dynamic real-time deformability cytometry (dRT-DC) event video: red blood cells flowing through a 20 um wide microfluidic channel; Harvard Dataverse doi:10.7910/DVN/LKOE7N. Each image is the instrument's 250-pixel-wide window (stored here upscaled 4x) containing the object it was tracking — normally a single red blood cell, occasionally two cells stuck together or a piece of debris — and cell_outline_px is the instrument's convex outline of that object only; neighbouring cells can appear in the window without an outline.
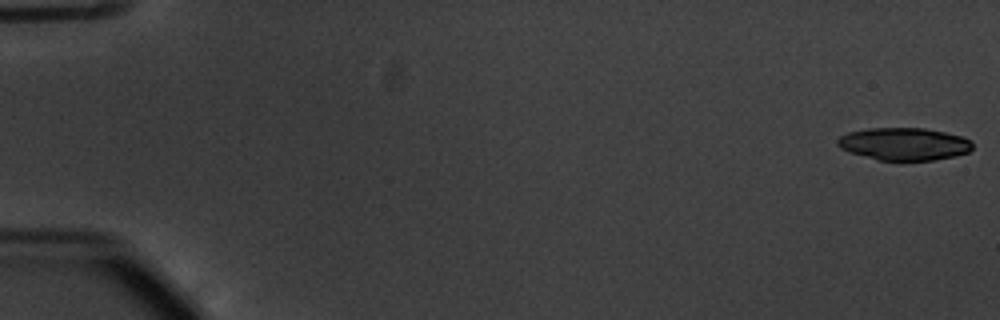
{"species": "common noctule bat (a hibernating species)", "species_latin": "Nyctalus noctula", "temperature_condition": "warm", "stored_images_in_passage": 24, "camera_frame_rate_fps": 3000, "um_per_image_px": 0.085, "animal": {"sex": "male", "body_mass_g": 20.1, "forearm_length_mm": 53.5}, "frame": {"image": 1, "passage_image": 1, "time_ms": 0.0, "image_size_px": [1000, 320], "cell_outline_px": [[972, 148], [968, 152], [956, 156], [932, 160], [876, 160], [840, 148], [836, 144], [836, 140], [840, 136], [848, 132], [868, 128], [924, 128], [944, 132], [960, 136], [972, 140]], "centroid_in_image_um": [76.84, 12.23], "position_along_channel_um": 8.2, "area_um2": 25.55}}
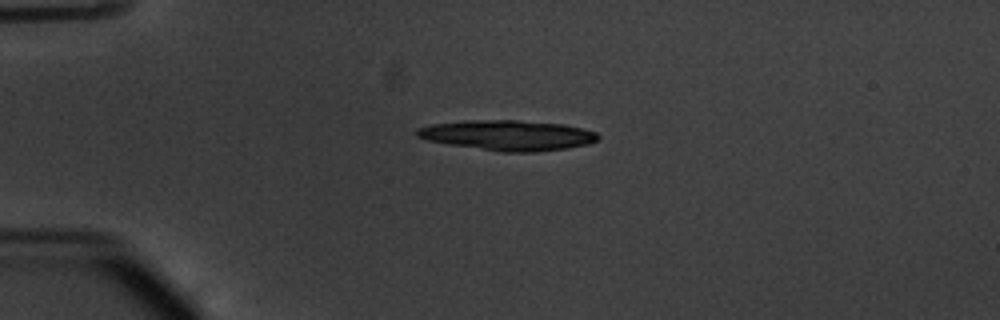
{"frame": {"image": 2, "passage_image": 14, "time_ms": 4.333, "image_size_px": [1000, 320], "cell_outline_px": [[600, 136], [596, 140], [588, 144], [568, 148], [536, 152], [500, 152], [448, 144], [428, 140], [416, 136], [416, 128], [432, 124], [468, 120], [516, 120], [564, 124], [596, 132]], "centroid_in_image_um": [43.16, 11.5], "position_along_channel_um": 41.8, "area_um2": 31.91}}